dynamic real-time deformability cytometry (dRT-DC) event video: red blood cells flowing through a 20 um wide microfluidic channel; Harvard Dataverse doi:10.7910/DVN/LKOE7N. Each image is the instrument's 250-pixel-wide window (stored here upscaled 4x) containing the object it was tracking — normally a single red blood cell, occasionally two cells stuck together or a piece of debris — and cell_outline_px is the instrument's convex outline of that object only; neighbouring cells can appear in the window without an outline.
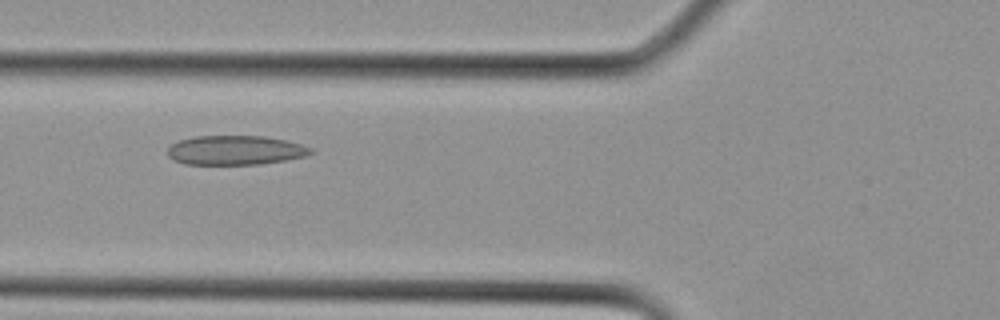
{"species": "Egyptian fruit bat (a non-hibernating species)", "species_latin": "Rousettus aegyptiacus", "temperature_condition": "cold", "stored_images_in_passage": 29, "camera_frame_rate_fps": 3000, "um_per_image_px": 0.085, "animal": {"sex": "female"}, "frame": {"image": 1, "passage_image": 11, "time_ms": 3.333, "image_size_px": [1000, 320], "cell_outline_px": [[312, 152], [304, 156], [284, 160], [260, 164], [184, 164], [172, 160], [168, 156], [168, 148], [172, 144], [180, 140], [192, 136], [264, 136], [284, 140], [300, 144], [312, 148]], "centroid_in_image_um": [19.95, 12.77], "position_along_channel_um": 105.9, "area_um2": 24.33}}
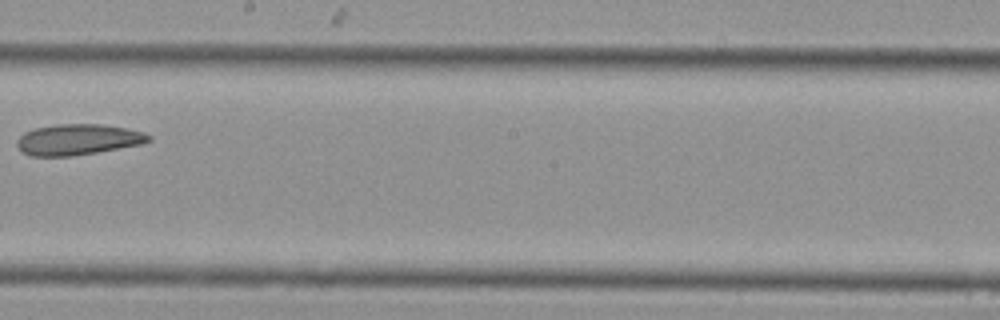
{"frame": {"image": 2, "passage_image": 17, "time_ms": 5.333, "image_size_px": [1000, 320], "cell_outline_px": [[152, 140], [144, 144], [72, 156], [28, 156], [20, 152], [16, 144], [16, 140], [24, 132], [36, 128], [56, 124], [100, 124], [124, 128], [144, 132], [152, 136]], "centroid_in_image_um": [6.61, 11.87], "position_along_channel_um": 241.6, "area_um2": 23.87}}
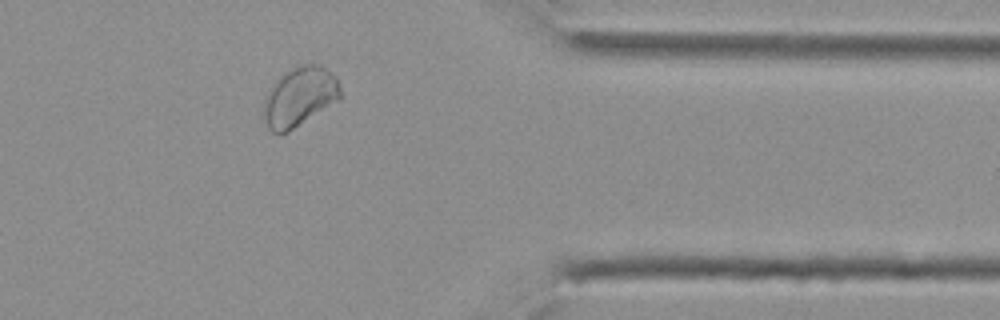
{"frame": {"image": 3, "passage_image": 24, "time_ms": 7.667, "image_size_px": [1000, 320], "cell_outline_px": [[340, 100], [288, 132], [272, 132], [268, 128], [264, 112], [264, 104], [272, 84], [276, 80], [292, 68], [300, 64], [320, 64], [336, 76], [340, 88]], "centroid_in_image_um": [25.51, 8.21], "position_along_channel_um": 385.9, "area_um2": 26.18}}